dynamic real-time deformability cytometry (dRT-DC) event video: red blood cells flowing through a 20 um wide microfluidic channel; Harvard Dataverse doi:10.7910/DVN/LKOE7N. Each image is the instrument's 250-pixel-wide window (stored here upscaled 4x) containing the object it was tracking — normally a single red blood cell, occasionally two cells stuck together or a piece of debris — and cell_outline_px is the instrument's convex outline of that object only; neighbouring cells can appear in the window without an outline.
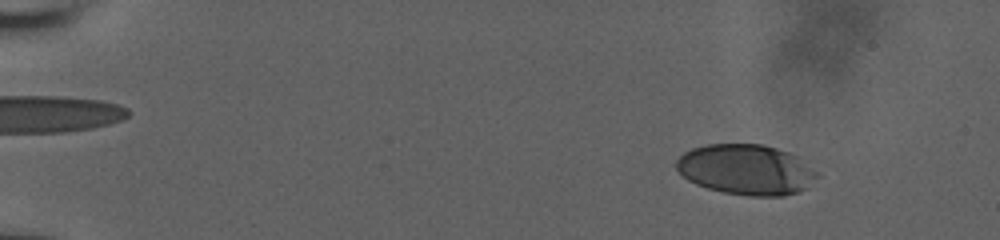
{"species": "human", "species_latin": "Homo sapiens", "temperature_condition": "room temperature", "stored_images_in_passage": 55, "camera_frame_rate_fps": 3000, "um_per_image_px": 0.085, "donor": {"sex": "male"}, "frame": {"image": 1, "passage_image": 7, "time_ms": 2.0, "image_size_px": [1000, 240], "cell_outline_px": [[820, 176], [804, 188], [796, 192], [784, 196], [748, 196], [724, 192], [708, 188], [696, 184], [688, 180], [676, 168], [676, 160], [684, 152], [692, 148], [708, 144], [760, 144], [776, 148], [800, 156], [820, 172]], "centroid_in_image_um": [63.46, 14.41], "position_along_channel_um": 21.5, "area_um2": 41.56}}
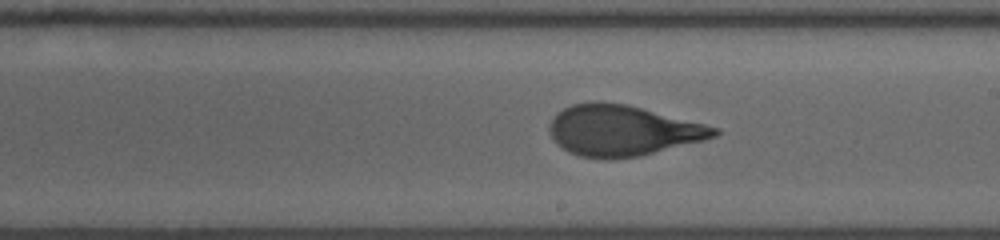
{"frame": {"image": 2, "passage_image": 34, "time_ms": 11.0, "image_size_px": [1000, 240], "cell_outline_px": [[720, 132], [716, 136], [704, 140], [640, 156], [580, 156], [568, 152], [552, 136], [548, 128], [552, 120], [564, 108], [572, 104], [596, 100], [600, 100], [628, 104], [720, 128]], "centroid_in_image_um": [52.95, 11.04], "position_along_channel_um": 236.0, "area_um2": 47.8}}
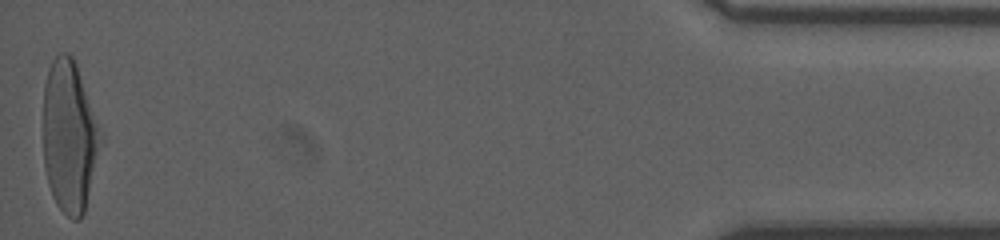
{"frame": {"image": 3, "passage_image": 55, "time_ms": 18.0, "image_size_px": [1000, 240], "cell_outline_px": [[104, 132], [84, 212], [80, 220], [72, 220], [56, 204], [52, 196], [48, 184], [44, 168], [44, 84], [48, 68], [52, 60], [60, 52], [68, 52], [72, 56], [76, 64]], "centroid_in_image_um": [5.91, 11.57], "position_along_channel_um": 429.3, "area_um2": 51.27}, "authors_computed_cell_mechanics": {"area_um2": 47.8006, "velocity_mm_per_s": 3.9313, "shape_relaxation_time_tau1_ms": 5.1916, "shape_relaxation_time_tau2_ms": null, "deformation_change_tau1": 0.2456, "deformation_change_tau2": null}}